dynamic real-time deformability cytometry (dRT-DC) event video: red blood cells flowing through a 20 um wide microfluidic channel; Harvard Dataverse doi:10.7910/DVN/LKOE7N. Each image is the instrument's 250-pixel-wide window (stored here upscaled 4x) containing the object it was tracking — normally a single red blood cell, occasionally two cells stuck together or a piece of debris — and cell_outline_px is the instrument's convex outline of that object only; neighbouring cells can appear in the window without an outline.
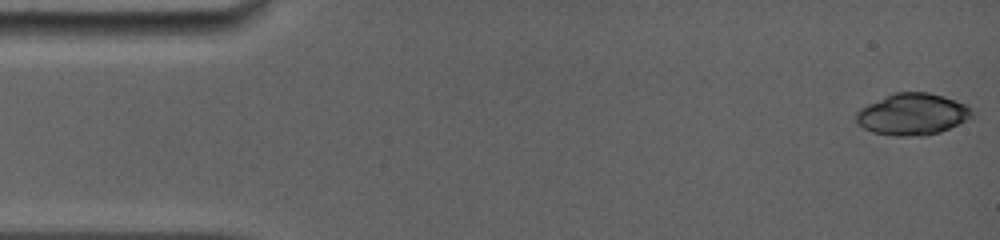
{"species": "common noctule bat (a hibernating species)", "species_latin": "Nyctalus noctula", "temperature_condition": "room temperature", "stored_images_in_passage": 23, "camera_frame_rate_fps": 5000, "um_per_image_px": 0.085, "animal": {"sex": "female", "body_mass_g": 19.0, "forearm_length_mm": 56.7}, "frame": {"image": 1, "passage_image": 1, "time_ms": 0.0, "image_size_px": [1000, 240], "cell_outline_px": [[976, 116], [972, 120], [940, 132], [924, 136], [896, 136], [872, 132], [864, 128], [856, 120], [856, 112], [860, 108], [868, 104], [896, 92], [928, 92], [944, 96], [968, 104], [976, 112]], "centroid_in_image_um": [77.68, 9.72], "position_along_channel_um": 7.3, "area_um2": 28.61}}
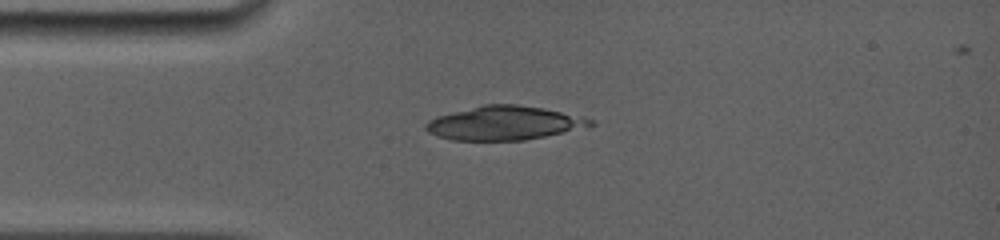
{"frame": {"image": 2, "passage_image": 22, "time_ms": 3.6, "image_size_px": [1000, 240], "cell_outline_px": [[596, 124], [588, 128], [524, 140], [452, 140], [436, 136], [428, 132], [424, 128], [424, 124], [428, 120], [436, 116], [484, 104], [516, 104], [544, 108], [584, 116], [592, 120]], "centroid_in_image_um": [42.89, 10.46], "position_along_channel_um": 42.1, "area_um2": 32.83}}